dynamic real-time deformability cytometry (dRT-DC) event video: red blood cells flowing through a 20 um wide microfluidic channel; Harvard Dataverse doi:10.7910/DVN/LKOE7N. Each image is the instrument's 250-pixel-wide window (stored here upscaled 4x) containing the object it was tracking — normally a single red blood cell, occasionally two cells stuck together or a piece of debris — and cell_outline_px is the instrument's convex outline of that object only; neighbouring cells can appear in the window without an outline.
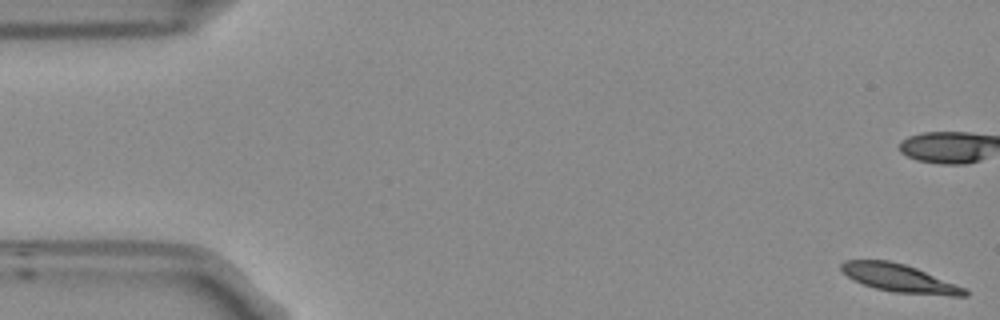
{"species": "Egyptian fruit bat (a non-hibernating species)", "species_latin": "Rousettus aegyptiacus", "temperature_condition": "room temperature", "stored_images_in_passage": 55, "camera_frame_rate_fps": 3000, "um_per_image_px": 0.085, "frame": {"image": 1, "passage_image": 1, "time_ms": 0.0, "image_size_px": [1000, 320], "cell_outline_px": [[968, 296], [952, 296], [892, 292], [876, 288], [864, 284], [848, 276], [840, 268], [840, 264], [844, 260], [888, 260], [904, 264], [916, 268], [964, 288], [968, 292]], "centroid_in_image_um": [76.43, 23.64], "position_along_channel_um": 8.6, "area_um2": 19.71}}
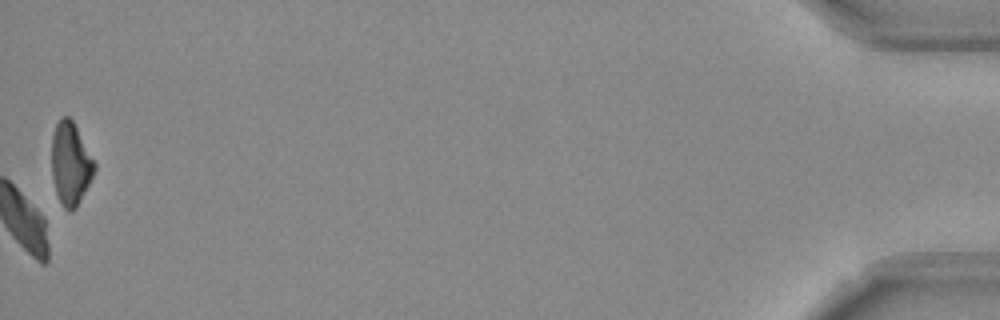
{"frame": {"image": 2, "passage_image": 55, "time_ms": 18.0, "image_size_px": [1000, 320], "cell_outline_px": [[96, 168], [76, 208], [72, 212], [64, 208], [56, 192], [52, 176], [52, 136], [56, 124], [60, 116], [68, 116], [72, 120], [96, 164]], "centroid_in_image_um": [5.98, 13.89], "position_along_channel_um": 429.2, "area_um2": 20.29}, "authors_computed_cell_mechanics": {"area_um2": 20.4034, "velocity_mm_per_s": 3.7016, "shape_relaxation_time_tau1_ms": 4.602, "shape_relaxation_time_tau2_ms": null, "deformation_change_tau1": 0.1693, "deformation_change_tau2": null}}